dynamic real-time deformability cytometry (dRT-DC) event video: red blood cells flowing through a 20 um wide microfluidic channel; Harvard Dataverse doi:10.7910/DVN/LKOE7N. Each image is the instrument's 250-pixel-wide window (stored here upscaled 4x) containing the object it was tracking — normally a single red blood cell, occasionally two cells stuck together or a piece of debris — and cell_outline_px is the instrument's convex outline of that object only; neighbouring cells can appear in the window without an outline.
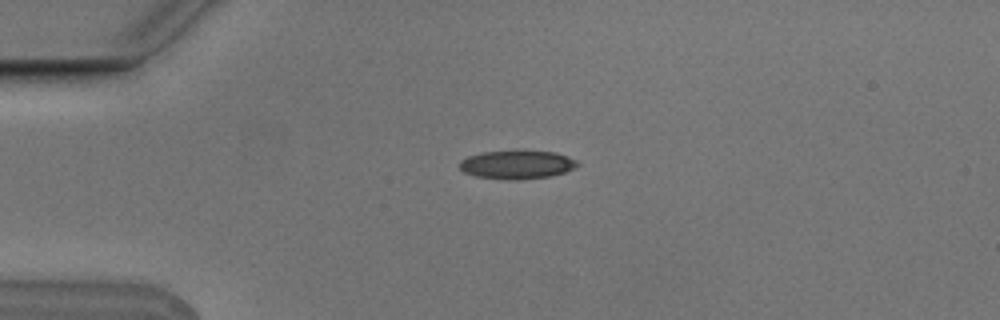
{"species": "Egyptian fruit bat (a non-hibernating species)", "species_latin": "Rousettus aegyptiacus", "temperature_condition": "cold", "stored_images_in_passage": 6, "camera_frame_rate_fps": 3000, "um_per_image_px": 0.085, "animal": {"sex": "male"}, "frame": {"image": 1, "passage_image": 1, "time_ms": 0.0, "image_size_px": [1000, 320], "cell_outline_px": [[580, 164], [564, 172], [552, 176], [516, 180], [508, 180], [476, 176], [464, 172], [456, 164], [460, 160], [468, 156], [484, 152], [552, 152], [568, 156], [576, 160]], "centroid_in_image_um": [43.9, 14.02], "position_along_channel_um": 41.1, "area_um2": 19.25}}
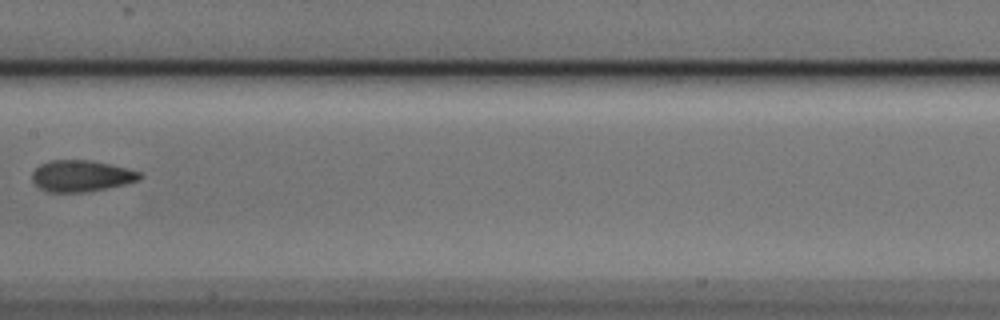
{"frame": {"image": 2, "passage_image": 5, "time_ms": 1.333, "image_size_px": [1000, 320], "cell_outline_px": [[144, 176], [136, 180], [124, 184], [88, 192], [48, 192], [40, 188], [32, 180], [32, 172], [40, 164], [52, 160], [92, 160], [128, 168], [140, 172]], "centroid_in_image_um": [6.9, 14.95], "position_along_channel_um": 200.5, "area_um2": 19.65}}
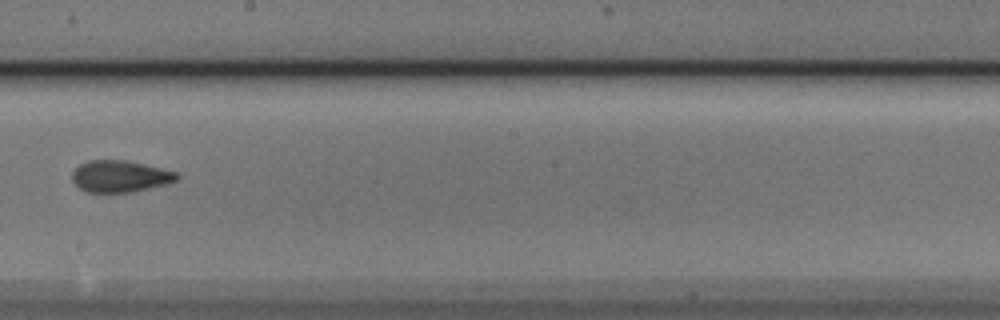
{"frame": {"image": 3, "passage_image": 6, "time_ms": 1.667, "image_size_px": [1000, 320], "cell_outline_px": [[180, 176], [176, 180], [168, 184], [132, 192], [88, 192], [80, 188], [72, 180], [72, 172], [80, 164], [88, 160], [124, 160], [144, 164], [180, 172]], "centroid_in_image_um": [10.24, 14.98], "position_along_channel_um": 238.0, "area_um2": 19.42}}